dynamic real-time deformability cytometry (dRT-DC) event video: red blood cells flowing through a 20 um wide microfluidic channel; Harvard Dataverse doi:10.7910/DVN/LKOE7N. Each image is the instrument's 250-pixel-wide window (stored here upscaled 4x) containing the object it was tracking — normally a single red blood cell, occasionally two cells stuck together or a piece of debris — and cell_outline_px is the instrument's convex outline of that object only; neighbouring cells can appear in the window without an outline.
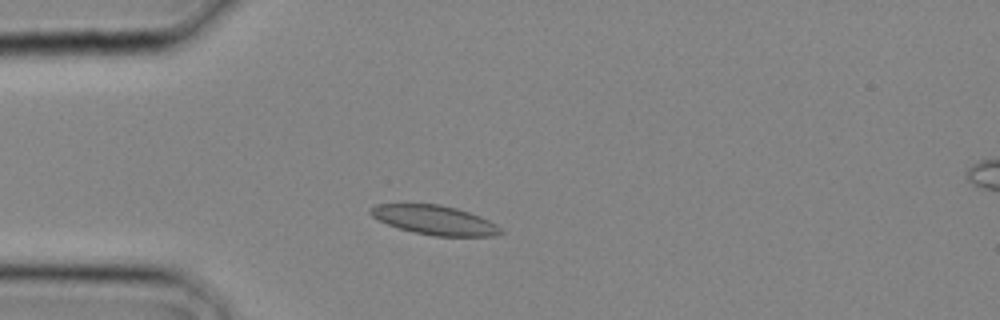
{"species": "common noctule bat (a hibernating species)", "species_latin": "Nyctalus noctula", "temperature_condition": "cold", "stored_images_in_passage": 17, "camera_frame_rate_fps": 3000, "um_per_image_px": 0.085, "animal": {"sex": "male", "body_mass_g": 20.4}, "frame": {"image": 1, "passage_image": 5, "time_ms": 1.333, "image_size_px": [1000, 320], "cell_outline_px": [[504, 232], [496, 236], [436, 236], [412, 232], [388, 224], [372, 216], [368, 212], [376, 204], [440, 204], [456, 208], [480, 216], [496, 224]], "centroid_in_image_um": [36.97, 18.71], "position_along_channel_um": 48.0, "area_um2": 22.02}}
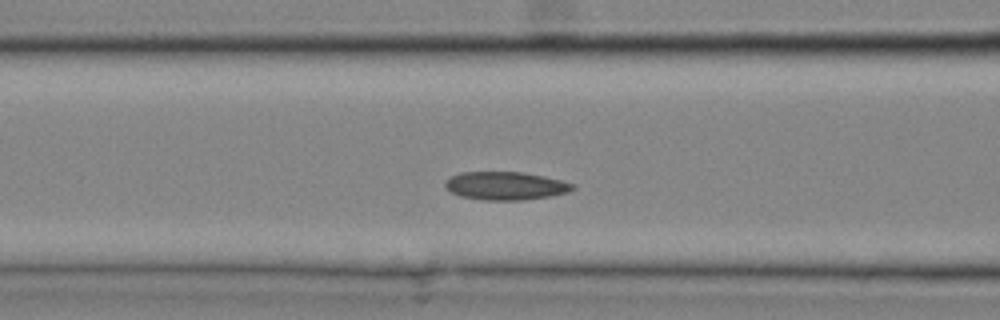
{"frame": {"image": 2, "passage_image": 9, "time_ms": 2.667, "image_size_px": [1000, 320], "cell_outline_px": [[576, 188], [568, 192], [552, 196], [524, 200], [480, 200], [460, 196], [452, 192], [444, 184], [452, 176], [460, 172], [524, 172], [544, 176], [576, 184]], "centroid_in_image_um": [43.03, 15.8], "position_along_channel_um": 123.6, "area_um2": 20.98}}
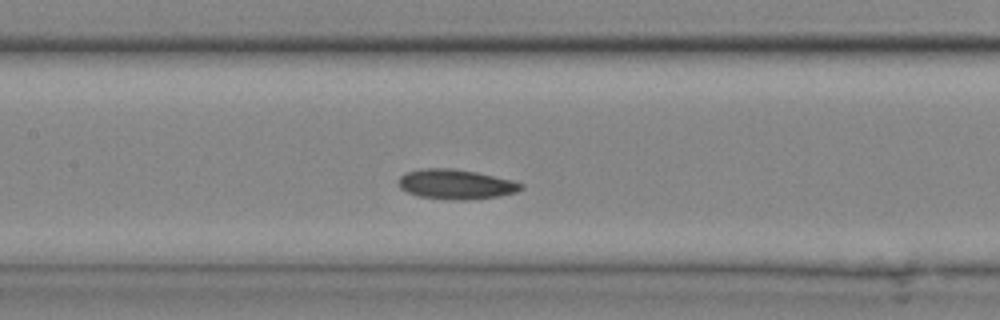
{"frame": {"image": 3, "passage_image": 11, "time_ms": 3.333, "image_size_px": [1000, 320], "cell_outline_px": [[524, 188], [516, 192], [500, 196], [464, 200], [456, 200], [420, 196], [408, 192], [400, 188], [400, 176], [404, 172], [424, 168], [452, 168], [476, 172], [512, 180], [524, 184]], "centroid_in_image_um": [38.78, 15.65], "position_along_channel_um": 168.6, "area_um2": 21.15}}